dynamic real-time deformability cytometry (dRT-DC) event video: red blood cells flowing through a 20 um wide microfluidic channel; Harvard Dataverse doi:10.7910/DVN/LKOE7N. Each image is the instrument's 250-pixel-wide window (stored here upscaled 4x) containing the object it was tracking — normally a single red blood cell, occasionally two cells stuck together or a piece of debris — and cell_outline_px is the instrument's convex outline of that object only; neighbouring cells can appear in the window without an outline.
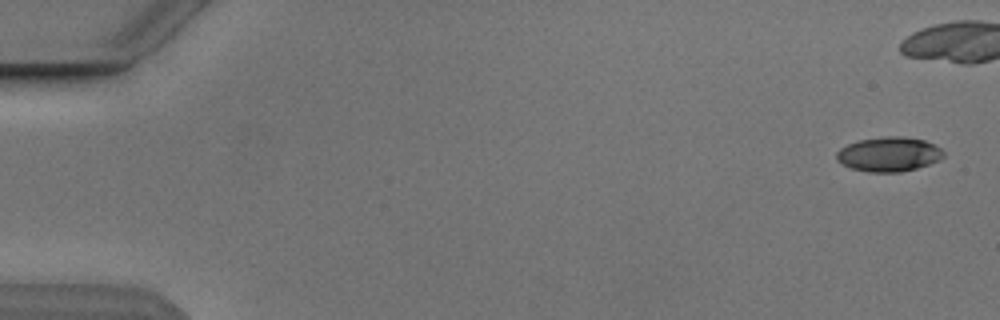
{"species": "Egyptian fruit bat (a non-hibernating species)", "species_latin": "Rousettus aegyptiacus", "temperature_condition": "cold", "stored_images_in_passage": 6, "camera_frame_rate_fps": 3000, "um_per_image_px": 0.085, "animal": {"sex": "male"}, "frame": {"image": 1, "passage_image": 1, "time_ms": 0.0, "image_size_px": [1000, 320], "cell_outline_px": [[944, 156], [940, 160], [916, 168], [900, 172], [868, 172], [852, 168], [836, 160], [836, 152], [840, 148], [848, 144], [860, 140], [888, 136], [900, 136], [924, 140], [940, 148], [944, 152]], "centroid_in_image_um": [75.55, 13.11], "position_along_channel_um": 9.4, "area_um2": 21.33}}